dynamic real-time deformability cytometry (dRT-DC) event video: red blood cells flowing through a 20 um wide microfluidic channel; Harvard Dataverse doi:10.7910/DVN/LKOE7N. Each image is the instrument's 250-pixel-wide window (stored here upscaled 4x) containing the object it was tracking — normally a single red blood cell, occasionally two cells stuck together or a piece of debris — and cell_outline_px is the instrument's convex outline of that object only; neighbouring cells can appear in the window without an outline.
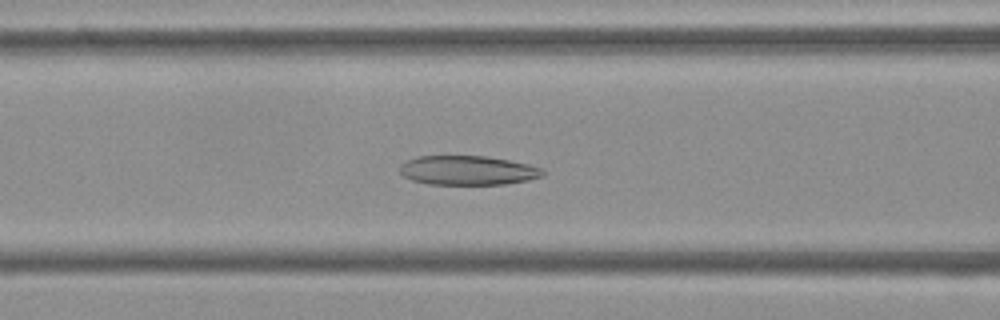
{"species": "Egyptian fruit bat (a non-hibernating species)", "species_latin": "Rousettus aegyptiacus", "temperature_condition": "cold", "stored_images_in_passage": 53, "camera_frame_rate_fps": 3000, "um_per_image_px": 0.085, "frame": {"image": 1, "passage_image": 21, "time_ms": 6.667, "image_size_px": [1000, 320], "cell_outline_px": [[544, 176], [528, 180], [504, 184], [428, 184], [412, 180], [404, 176], [400, 172], [400, 164], [408, 160], [420, 156], [484, 156], [508, 160], [528, 164], [540, 168], [544, 172]], "centroid_in_image_um": [39.75, 14.48], "position_along_channel_um": 126.8, "area_um2": 24.22}}
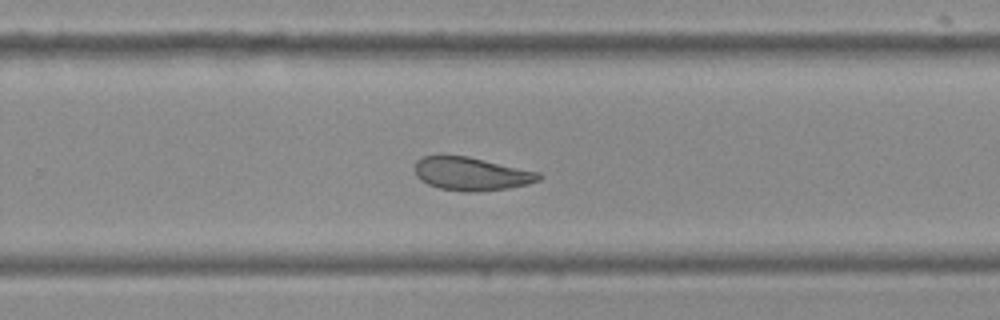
{"frame": {"image": 2, "passage_image": 34, "time_ms": 11.0, "image_size_px": [1000, 320], "cell_outline_px": [[544, 176], [540, 180], [528, 184], [508, 188], [472, 192], [464, 192], [440, 188], [428, 184], [420, 180], [416, 176], [416, 160], [424, 156], [468, 156], [540, 172]], "centroid_in_image_um": [40.1, 14.78], "position_along_channel_um": 289.7, "area_um2": 23.99}}
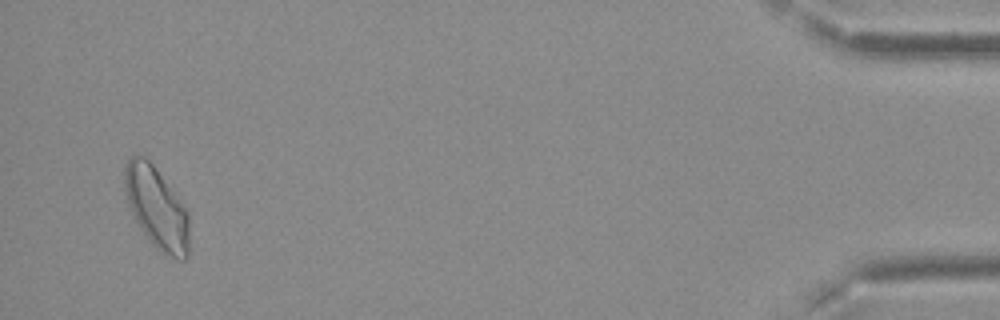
{"frame": {"image": 3, "passage_image": 51, "time_ms": 16.667, "image_size_px": [1000, 320], "cell_outline_px": [[188, 256], [184, 260], [180, 260], [164, 256], [148, 240], [140, 228], [128, 204], [124, 184], [124, 168], [128, 160], [132, 156], [144, 156], [152, 164], [188, 212]], "centroid_in_image_um": [13.3, 17.73], "position_along_channel_um": 421.9, "area_um2": 30.35}, "authors_computed_cell_mechanics": {"area_um2": 26.2412, "velocity_mm_per_s": 3.7614, "shape_relaxation_time_tau1_ms": null, "shape_relaxation_time_tau2_ms": 4.1679, "deformation_change_tau1": null, "deformation_change_tau2": 0.0992}}